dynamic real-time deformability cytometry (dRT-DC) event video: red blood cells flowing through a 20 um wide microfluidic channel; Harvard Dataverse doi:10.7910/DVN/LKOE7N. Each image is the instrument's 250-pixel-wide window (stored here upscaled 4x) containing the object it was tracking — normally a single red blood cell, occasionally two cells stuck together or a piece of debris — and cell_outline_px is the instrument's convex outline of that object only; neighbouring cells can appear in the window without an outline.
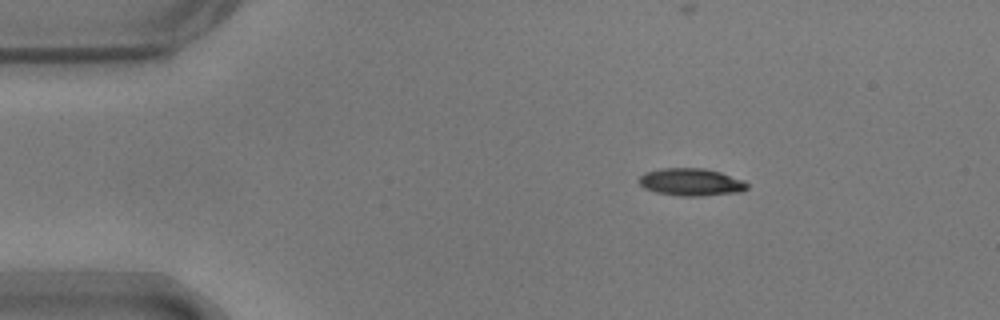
{"species": "common noctule bat (a hibernating species)", "species_latin": "Nyctalus noctula", "temperature_condition": "warm", "stored_images_in_passage": 47, "camera_frame_rate_fps": 3000, "um_per_image_px": 0.085, "animal": {"sex": "male", "body_mass_g": 17.9}, "frame": {"image": 1, "passage_image": 1, "time_ms": 0.0, "image_size_px": [1000, 320], "cell_outline_px": [[748, 188], [740, 192], [700, 196], [680, 196], [656, 192], [644, 188], [640, 184], [640, 176], [644, 172], [660, 168], [704, 168], [720, 172], [744, 180], [748, 184]], "centroid_in_image_um": [58.75, 15.47], "position_along_channel_um": 26.3, "area_um2": 17.34}}
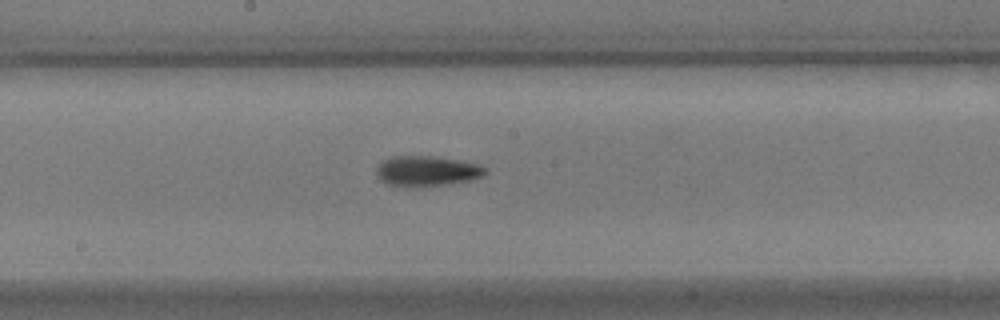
{"frame": {"image": 2, "passage_image": 21, "time_ms": 6.667, "image_size_px": [1000, 320], "cell_outline_px": [[488, 172], [484, 176], [468, 180], [448, 184], [416, 188], [388, 184], [380, 180], [376, 172], [376, 168], [384, 160], [392, 156], [432, 156], [480, 164], [488, 168]], "centroid_in_image_um": [36.3, 14.55], "position_along_channel_um": 211.9, "area_um2": 19.36}}
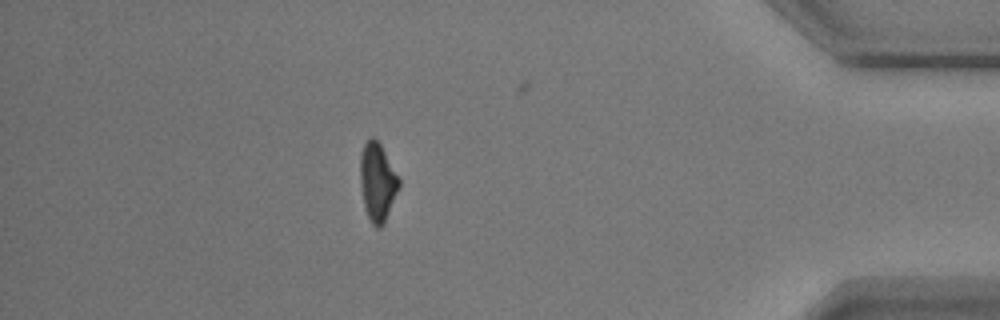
{"frame": {"image": 3, "passage_image": 40, "time_ms": 13.0, "image_size_px": [1000, 320], "cell_outline_px": [[400, 188], [384, 224], [380, 228], [376, 228], [372, 224], [364, 208], [360, 184], [360, 156], [364, 144], [372, 136], [380, 144], [400, 180]], "centroid_in_image_um": [32.08, 15.52], "position_along_channel_um": 403.1, "area_um2": 17.69}, "authors_computed_cell_mechanics": {"area_um2": 17.8024, "velocity_mm_per_s": 3.7092, "shape_relaxation_time_tau1_ms": 3.1871, "shape_relaxation_time_tau2_ms": null, "deformation_change_tau1": 0.1422, "deformation_change_tau2": null}}